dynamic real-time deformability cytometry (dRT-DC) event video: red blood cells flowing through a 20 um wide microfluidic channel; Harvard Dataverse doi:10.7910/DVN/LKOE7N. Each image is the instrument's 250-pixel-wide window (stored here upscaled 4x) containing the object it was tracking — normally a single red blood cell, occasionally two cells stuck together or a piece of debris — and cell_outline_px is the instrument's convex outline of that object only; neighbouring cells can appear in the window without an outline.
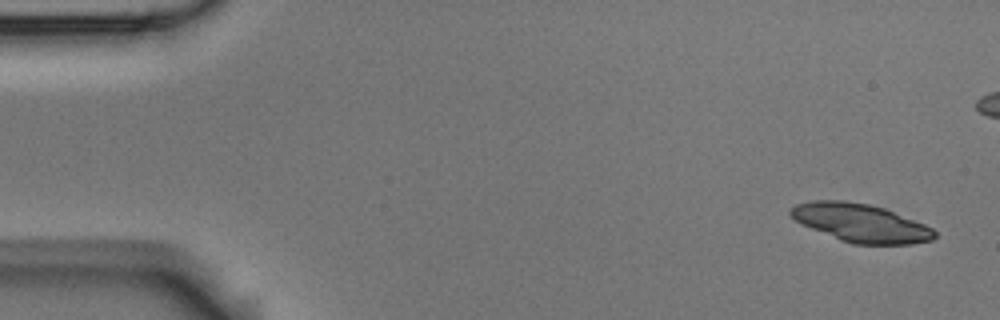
{"species": "Egyptian fruit bat (a non-hibernating species)", "species_latin": "Rousettus aegyptiacus", "temperature_condition": "room temperature", "stored_images_in_passage": 5, "camera_frame_rate_fps": 3000, "um_per_image_px": 0.085, "animal": {"sex": "male"}, "frame": {"image": 1, "passage_image": 1, "time_ms": 0.0, "image_size_px": [1000, 320], "cell_outline_px": [[936, 236], [932, 240], [912, 244], [852, 244], [840, 240], [800, 224], [788, 212], [796, 204], [812, 200], [844, 200], [868, 204], [884, 208], [924, 224], [932, 228], [936, 232]], "centroid_in_image_um": [73.15, 18.95], "position_along_channel_um": 11.9, "area_um2": 31.96}}